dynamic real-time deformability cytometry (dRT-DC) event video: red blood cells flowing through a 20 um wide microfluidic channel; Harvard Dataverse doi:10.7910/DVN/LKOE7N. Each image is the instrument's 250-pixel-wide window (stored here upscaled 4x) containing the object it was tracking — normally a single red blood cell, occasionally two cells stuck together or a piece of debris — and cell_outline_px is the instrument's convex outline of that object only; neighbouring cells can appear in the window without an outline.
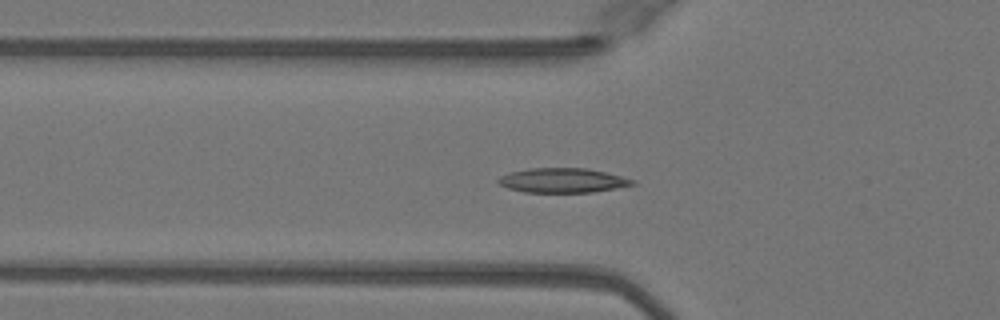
{"species": "Egyptian fruit bat (a non-hibernating species)", "species_latin": "Rousettus aegyptiacus", "temperature_condition": "warm", "stored_images_in_passage": 51, "segment_of_instrument_passage": [1, 2], "camera_frame_rate_fps": 3000, "um_per_image_px": 0.085, "animal": {"sex": "female"}, "frame": {"image": 1, "passage_image": 17, "time_ms": 5.333, "image_size_px": [1000, 320], "cell_outline_px": [[636, 184], [616, 188], [592, 192], [524, 192], [508, 188], [500, 184], [496, 180], [500, 176], [508, 172], [528, 168], [588, 168], [636, 180]], "centroid_in_image_um": [47.8, 15.33], "position_along_channel_um": 78.0, "area_um2": 19.19}}
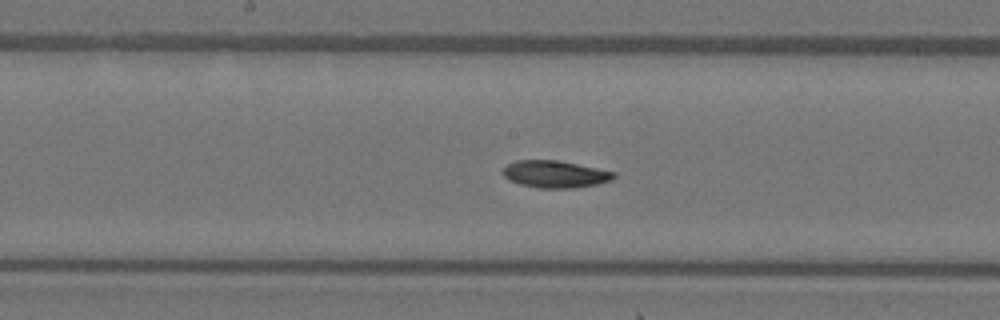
{"frame": {"image": 2, "passage_image": 26, "time_ms": 8.333, "image_size_px": [1000, 320], "cell_outline_px": [[616, 176], [612, 180], [596, 184], [576, 188], [536, 188], [520, 184], [508, 180], [500, 172], [508, 164], [516, 160], [560, 160], [616, 172]], "centroid_in_image_um": [47.17, 14.8], "position_along_channel_um": 201.0, "area_um2": 17.74}}
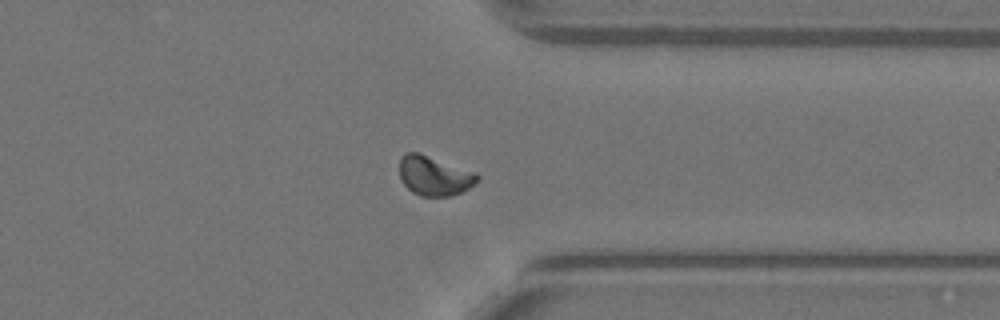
{"frame": {"image": 3, "passage_image": 39, "time_ms": 12.667, "image_size_px": [1000, 320], "cell_outline_px": [[480, 180], [468, 188], [452, 196], [420, 196], [412, 192], [404, 184], [400, 176], [400, 156], [404, 152], [420, 152], [476, 172], [480, 176]], "centroid_in_image_um": [36.92, 14.92], "position_along_channel_um": 374.5, "area_um2": 18.15}}